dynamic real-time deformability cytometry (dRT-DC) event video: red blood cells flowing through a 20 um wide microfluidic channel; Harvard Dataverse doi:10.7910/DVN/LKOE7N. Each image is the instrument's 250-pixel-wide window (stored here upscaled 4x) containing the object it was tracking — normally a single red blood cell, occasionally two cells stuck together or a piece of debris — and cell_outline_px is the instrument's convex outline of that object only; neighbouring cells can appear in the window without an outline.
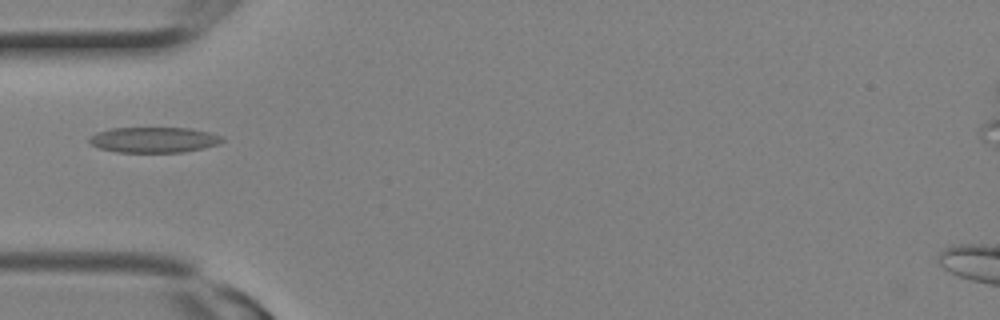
{"species": "Egyptian fruit bat (a non-hibernating species)", "species_latin": "Rousettus aegyptiacus", "temperature_condition": "room temperature", "stored_images_in_passage": 4, "camera_frame_rate_fps": 3000, "um_per_image_px": 0.085, "animal": {"sex": "female"}, "frame": {"image": 1, "passage_image": 3, "time_ms": 0.667, "image_size_px": [1000, 320], "cell_outline_px": [[224, 140], [216, 144], [184, 152], [116, 152], [100, 148], [92, 144], [88, 140], [88, 136], [96, 132], [112, 128], [188, 128], [208, 132], [220, 136]], "centroid_in_image_um": [13.0, 11.88], "position_along_channel_um": 72.0, "area_um2": 19.54}}